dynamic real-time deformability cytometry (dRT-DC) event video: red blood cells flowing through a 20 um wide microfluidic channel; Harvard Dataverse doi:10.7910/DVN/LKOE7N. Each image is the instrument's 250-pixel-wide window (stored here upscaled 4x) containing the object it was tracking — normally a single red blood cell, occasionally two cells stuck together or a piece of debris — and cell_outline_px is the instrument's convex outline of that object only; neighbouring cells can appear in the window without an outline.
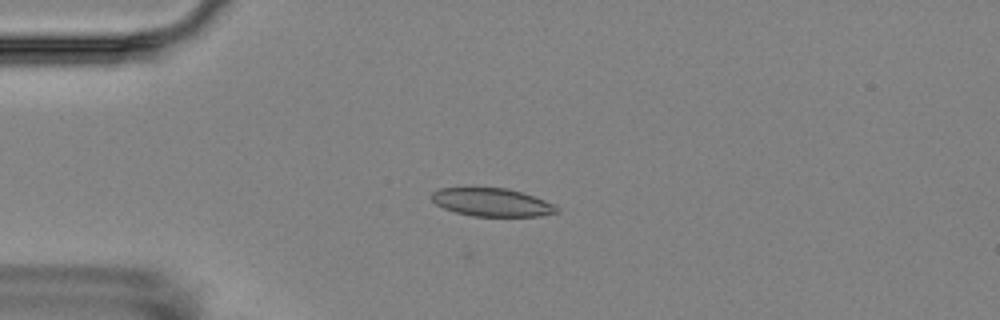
{"species": "Egyptian fruit bat (a non-hibernating species)", "species_latin": "Rousettus aegyptiacus", "temperature_condition": "room temperature", "stored_images_in_passage": 4, "camera_frame_rate_fps": 3000, "um_per_image_px": 0.085, "animal": {"sex": "female"}, "frame": {"image": 1, "passage_image": 4, "time_ms": 3.333, "image_size_px": [1000, 320], "cell_outline_px": [[560, 212], [540, 216], [472, 216], [456, 212], [444, 208], [436, 204], [432, 200], [432, 192], [440, 188], [508, 188], [544, 200], [560, 208]], "centroid_in_image_um": [41.82, 17.2], "position_along_channel_um": 43.2, "area_um2": 20.35}}